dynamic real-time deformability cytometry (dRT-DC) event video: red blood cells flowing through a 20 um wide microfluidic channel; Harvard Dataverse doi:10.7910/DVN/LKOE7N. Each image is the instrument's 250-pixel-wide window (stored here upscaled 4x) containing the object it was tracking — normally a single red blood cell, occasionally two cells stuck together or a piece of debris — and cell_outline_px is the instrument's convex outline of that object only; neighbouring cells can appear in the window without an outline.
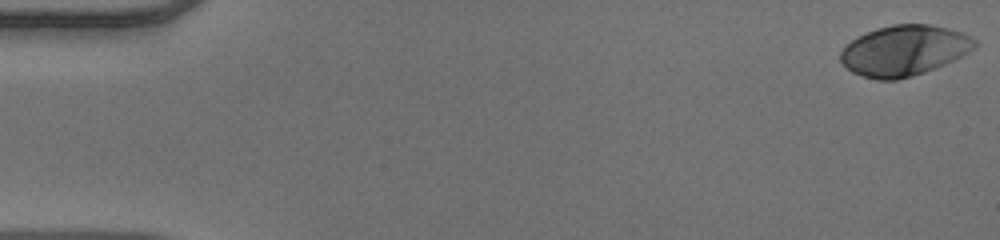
{"species": "human", "species_latin": "Homo sapiens", "temperature_condition": "warm", "stored_images_in_passage": 5, "camera_frame_rate_fps": 3000, "um_per_image_px": 0.085, "donor": {"sex": "male"}, "frame": {"image": 1, "passage_image": 1, "time_ms": 0.0, "image_size_px": [1000, 240], "cell_outline_px": [[976, 48], [944, 64], [924, 72], [912, 76], [896, 80], [876, 80], [852, 72], [840, 60], [840, 52], [856, 36], [876, 28], [892, 24], [928, 24], [948, 28], [960, 32], [976, 40]], "centroid_in_image_um": [76.83, 4.29], "position_along_channel_um": 8.2, "area_um2": 39.19}}